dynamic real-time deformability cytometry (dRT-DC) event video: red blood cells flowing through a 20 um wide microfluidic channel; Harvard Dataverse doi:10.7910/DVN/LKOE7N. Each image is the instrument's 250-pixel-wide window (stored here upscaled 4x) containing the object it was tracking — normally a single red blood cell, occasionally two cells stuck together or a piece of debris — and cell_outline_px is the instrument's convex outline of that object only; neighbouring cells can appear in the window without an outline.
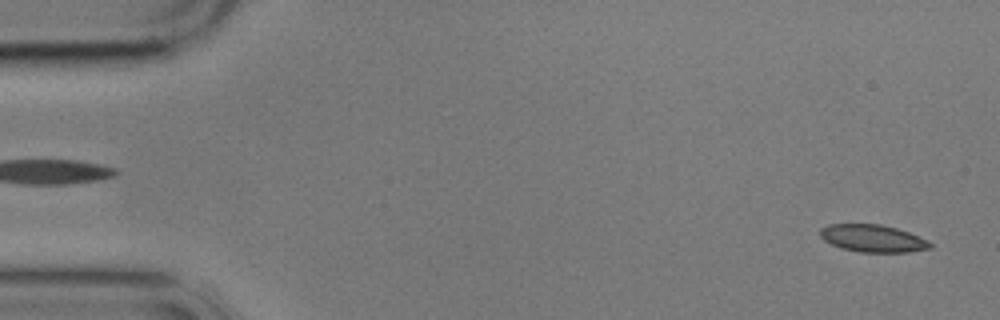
{"species": "common noctule bat (a hibernating species)", "species_latin": "Nyctalus noctula", "temperature_condition": "cold", "stored_images_in_passage": 5, "segment_of_instrument_passage": [2, 2], "camera_frame_rate_fps": 3000, "um_per_image_px": 0.085, "animal": {"sex": "male", "body_mass_g": 17.9}, "frame": {"image": 1, "passage_image": 5, "time_ms": 4.667, "image_size_px": [1000, 320], "cell_outline_px": [[932, 248], [908, 252], [860, 252], [840, 248], [824, 240], [820, 236], [820, 228], [828, 224], [880, 224], [896, 228], [908, 232], [928, 240], [932, 244]], "centroid_in_image_um": [74.18, 20.26], "position_along_channel_um": 10.8, "area_um2": 17.57}}